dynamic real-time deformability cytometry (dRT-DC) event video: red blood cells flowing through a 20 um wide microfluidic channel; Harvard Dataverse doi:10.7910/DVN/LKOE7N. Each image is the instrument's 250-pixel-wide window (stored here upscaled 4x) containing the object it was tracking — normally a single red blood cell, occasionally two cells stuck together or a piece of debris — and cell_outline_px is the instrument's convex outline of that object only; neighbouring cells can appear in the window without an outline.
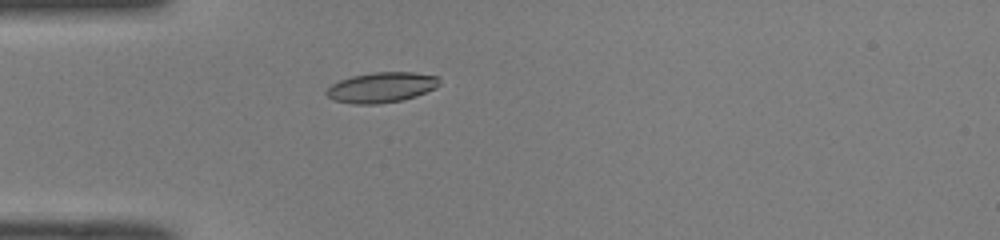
{"species": "common noctule bat (a hibernating species)", "species_latin": "Nyctalus noctula", "temperature_condition": "room temperature", "stored_images_in_passage": 36, "camera_frame_rate_fps": 3000, "um_per_image_px": 0.085, "animal": {"sex": "male", "body_mass_g": 19.0, "forearm_length_mm": 50.8}, "frame": {"image": 1, "passage_image": 1, "time_ms": 0.0, "image_size_px": [1000, 240], "cell_outline_px": [[440, 84], [436, 88], [416, 96], [404, 100], [380, 104], [356, 104], [332, 100], [324, 92], [332, 84], [340, 80], [352, 76], [372, 72], [412, 72], [440, 76]], "centroid_in_image_um": [32.45, 7.43], "position_along_channel_um": 52.5, "area_um2": 20.17}}
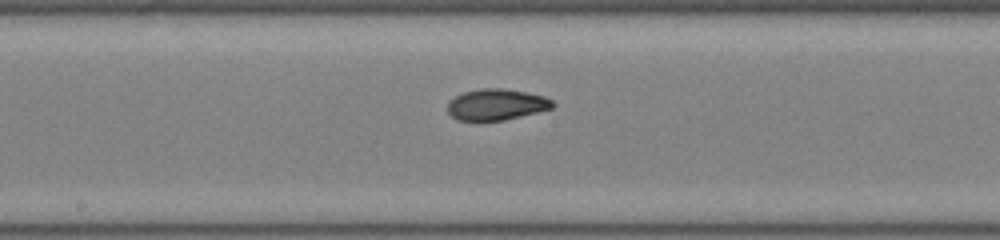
{"frame": {"image": 2, "passage_image": 13, "time_ms": 4.0, "image_size_px": [1000, 240], "cell_outline_px": [[556, 104], [552, 108], [504, 120], [456, 120], [448, 112], [448, 100], [464, 92], [484, 88], [504, 88], [544, 96], [552, 100]], "centroid_in_image_um": [42.18, 8.88], "position_along_channel_um": 206.0, "area_um2": 18.9}}
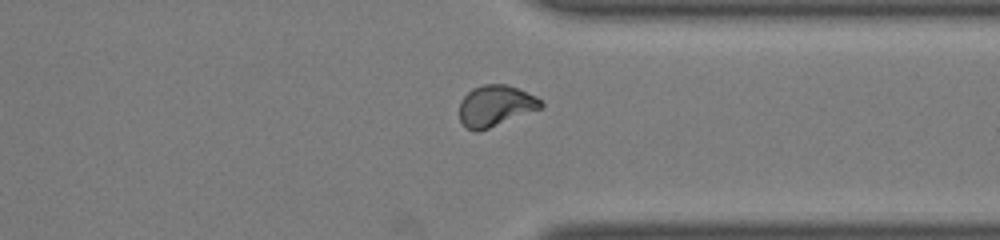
{"frame": {"image": 3, "passage_image": 25, "time_ms": 8.0, "image_size_px": [1000, 240], "cell_outline_px": [[544, 104], [540, 108], [488, 128], [476, 132], [468, 128], [460, 120], [460, 100], [472, 88], [484, 84], [508, 84], [536, 96]], "centroid_in_image_um": [42.1, 8.97], "position_along_channel_um": 369.3, "area_um2": 19.19}, "authors_computed_cell_mechanics": {"area_um2": 19.2185, "velocity_mm_per_s": 4.0805, "shape_relaxation_time_tau1_ms": 3.2409, "shape_relaxation_time_tau2_ms": 1.5914, "deformation_change_tau1": 0.1172, "deformation_change_tau2": 0.0511}}